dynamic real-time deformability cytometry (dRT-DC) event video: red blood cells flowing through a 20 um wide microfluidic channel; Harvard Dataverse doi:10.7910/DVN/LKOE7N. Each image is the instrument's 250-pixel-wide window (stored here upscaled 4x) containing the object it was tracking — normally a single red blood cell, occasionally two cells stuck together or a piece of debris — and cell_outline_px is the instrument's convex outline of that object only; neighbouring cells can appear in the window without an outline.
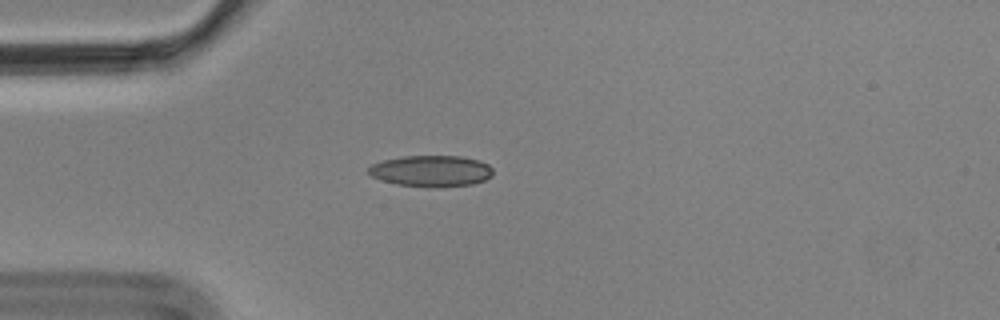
{"species": "Egyptian fruit bat (a non-hibernating species)", "species_latin": "Rousettus aegyptiacus", "temperature_condition": "cold", "stored_images_in_passage": 1, "camera_frame_rate_fps": 3000, "um_per_image_px": 0.085, "animal": {"sex": "male"}, "frame": {"image": 1, "passage_image": 1, "time_ms": 0.0, "image_size_px": [1000, 320], "cell_outline_px": [[492, 176], [484, 180], [472, 184], [436, 188], [428, 188], [396, 184], [380, 180], [372, 176], [368, 172], [368, 168], [372, 164], [384, 160], [400, 156], [460, 156], [480, 160], [488, 164], [492, 168]], "centroid_in_image_um": [36.65, 14.54], "position_along_channel_um": 48.3, "area_um2": 22.95}}